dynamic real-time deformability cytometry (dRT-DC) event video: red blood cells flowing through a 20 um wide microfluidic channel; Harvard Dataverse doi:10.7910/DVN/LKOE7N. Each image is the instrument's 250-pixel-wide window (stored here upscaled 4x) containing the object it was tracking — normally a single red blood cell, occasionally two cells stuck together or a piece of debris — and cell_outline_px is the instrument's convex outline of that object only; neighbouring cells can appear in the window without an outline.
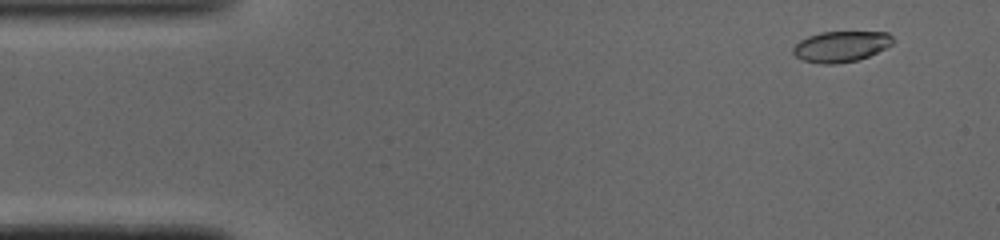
{"species": "common noctule bat (a hibernating species)", "species_latin": "Nyctalus noctula", "temperature_condition": "cold", "stored_images_in_passage": 49, "camera_frame_rate_fps": 3000, "um_per_image_px": 0.085, "animal": {"sex": "male", "body_mass_g": 19.0, "forearm_length_mm": 50.8}, "frame": {"image": 1, "passage_image": 4, "time_ms": 1.0, "image_size_px": [1000, 240], "cell_outline_px": [[896, 40], [892, 44], [868, 56], [856, 60], [836, 64], [820, 64], [804, 60], [796, 56], [792, 52], [792, 48], [800, 40], [808, 36], [820, 32], [888, 32]], "centroid_in_image_um": [71.48, 3.94], "position_along_channel_um": 13.5, "area_um2": 17.86}}
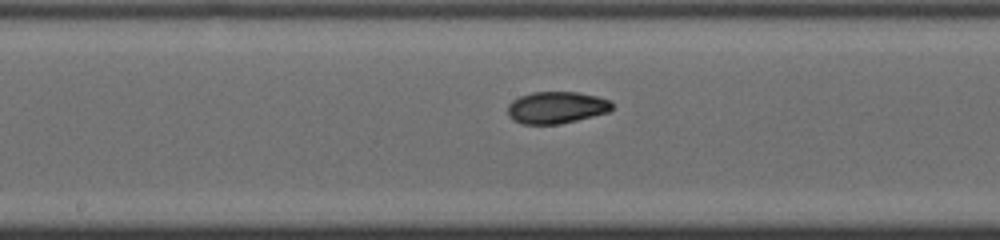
{"frame": {"image": 2, "passage_image": 25, "time_ms": 8.0, "image_size_px": [1000, 240], "cell_outline_px": [[612, 108], [608, 112], [576, 120], [556, 124], [520, 124], [512, 120], [508, 116], [508, 104], [512, 100], [520, 96], [532, 92], [576, 92], [596, 96], [612, 100]], "centroid_in_image_um": [47.26, 9.14], "position_along_channel_um": 200.9, "area_um2": 19.42}}
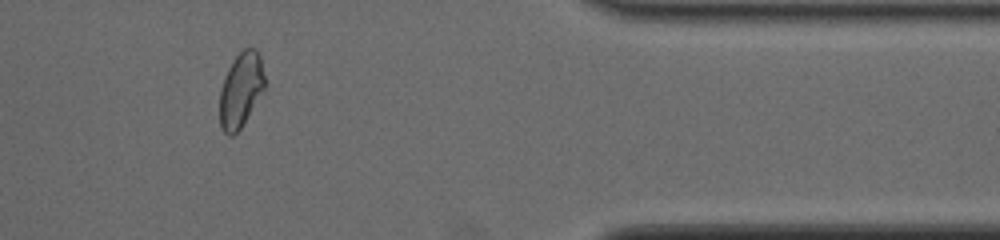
{"frame": {"image": 3, "passage_image": 41, "time_ms": 13.333, "image_size_px": [1000, 240], "cell_outline_px": [[264, 88], [240, 128], [232, 136], [228, 136], [220, 128], [220, 88], [224, 76], [232, 60], [244, 48], [256, 48], [260, 56], [264, 76]], "centroid_in_image_um": [20.44, 7.62], "position_along_channel_um": 391.0, "area_um2": 19.36}, "authors_computed_cell_mechanics": {"area_um2": 19.363, "velocity_mm_per_s": 4.0899, "shape_relaxation_time_tau1_ms": 5.1268, "shape_relaxation_time_tau2_ms": 1.807, "deformation_change_tau1": 0.1518, "deformation_change_tau2": 0.052}}